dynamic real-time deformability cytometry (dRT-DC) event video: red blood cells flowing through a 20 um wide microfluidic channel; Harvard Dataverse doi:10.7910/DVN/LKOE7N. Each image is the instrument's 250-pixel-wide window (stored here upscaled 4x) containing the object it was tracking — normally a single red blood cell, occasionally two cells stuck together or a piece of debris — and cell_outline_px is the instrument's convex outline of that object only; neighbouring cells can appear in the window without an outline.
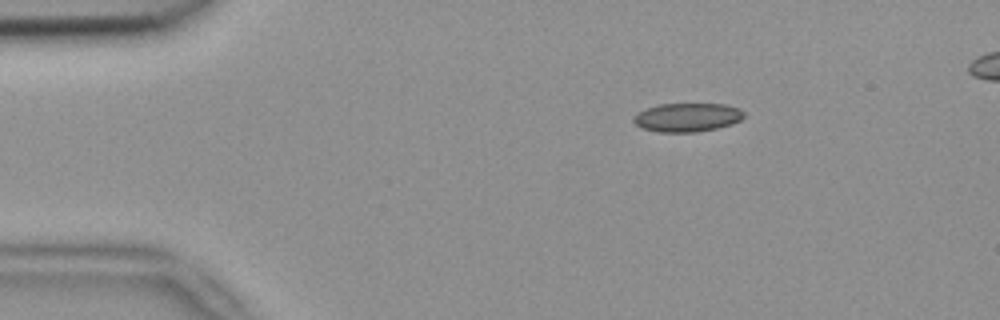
{"species": "common noctule bat (a hibernating species)", "species_latin": "Nyctalus noctula", "temperature_condition": "room temperature", "stored_images_in_passage": 4, "segment_of_instrument_passage": [1, 2], "camera_frame_rate_fps": 3000, "um_per_image_px": 0.085, "animal": {"sex": "female", "body_mass_g": 18.4}, "frame": {"image": 1, "passage_image": 1, "time_ms": 0.0, "image_size_px": [1000, 320], "cell_outline_px": [[744, 116], [740, 120], [732, 124], [716, 128], [696, 132], [660, 132], [640, 128], [632, 120], [640, 112], [648, 108], [660, 104], [724, 104], [740, 108], [744, 112]], "centroid_in_image_um": [58.45, 9.98], "position_along_channel_um": 26.6, "area_um2": 18.32}}